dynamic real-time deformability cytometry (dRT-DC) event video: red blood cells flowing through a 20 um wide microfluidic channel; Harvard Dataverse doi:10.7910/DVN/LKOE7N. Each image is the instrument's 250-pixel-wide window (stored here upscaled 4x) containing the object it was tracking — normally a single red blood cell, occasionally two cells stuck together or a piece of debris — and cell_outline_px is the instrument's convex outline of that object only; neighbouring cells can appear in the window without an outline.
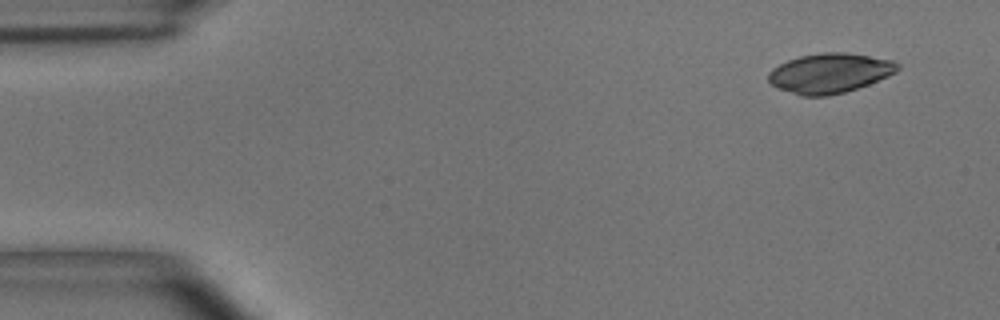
{"species": "common noctule bat (a hibernating species)", "species_latin": "Nyctalus noctula", "temperature_condition": "room temperature", "stored_images_in_passage": 13, "camera_frame_rate_fps": 3000, "um_per_image_px": 0.085, "animal": {"sex": "male", "body_mass_g": 15.6}, "frame": {"image": 1, "passage_image": 1, "time_ms": 0.0, "image_size_px": [1000, 320], "cell_outline_px": [[900, 68], [896, 72], [888, 76], [868, 84], [844, 92], [828, 96], [800, 96], [780, 88], [772, 84], [768, 80], [768, 72], [772, 68], [788, 60], [800, 56], [820, 52], [848, 52], [892, 60], [900, 64]], "centroid_in_image_um": [70.53, 6.2], "position_along_channel_um": 14.5, "area_um2": 29.88}}